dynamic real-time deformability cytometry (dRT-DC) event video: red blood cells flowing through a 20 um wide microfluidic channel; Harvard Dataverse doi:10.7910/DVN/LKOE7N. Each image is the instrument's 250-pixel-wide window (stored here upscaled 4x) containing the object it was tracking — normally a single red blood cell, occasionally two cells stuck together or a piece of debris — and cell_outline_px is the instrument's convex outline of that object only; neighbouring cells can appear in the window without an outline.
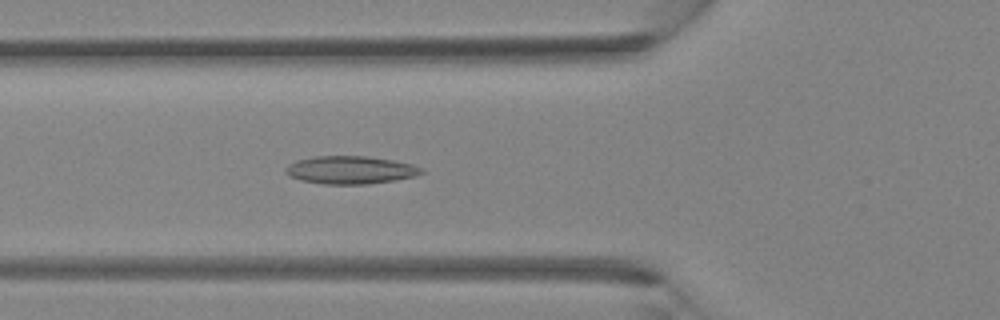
{"species": "Egyptian fruit bat (a non-hibernating species)", "species_latin": "Rousettus aegyptiacus", "temperature_condition": "room temperature", "stored_images_in_passage": 33, "segment_of_instrument_passage": [1, 2], "camera_frame_rate_fps": 3000, "um_per_image_px": 0.085, "animal": {"sex": "female"}, "frame": {"image": 1, "passage_image": 7, "time_ms": 2.0, "image_size_px": [1000, 320], "cell_outline_px": [[424, 172], [416, 176], [396, 180], [368, 184], [324, 184], [300, 180], [288, 176], [284, 172], [284, 168], [288, 164], [296, 160], [312, 156], [368, 156], [392, 160], [412, 164], [424, 168]], "centroid_in_image_um": [29.76, 14.44], "position_along_channel_um": 96.0, "area_um2": 22.37}}
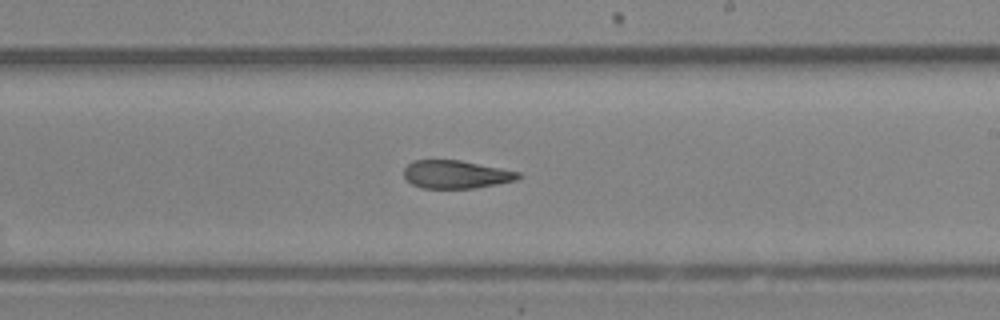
{"frame": {"image": 2, "passage_image": 16, "time_ms": 5.0, "image_size_px": [1000, 320], "cell_outline_px": [[524, 176], [516, 180], [476, 188], [420, 188], [412, 184], [404, 176], [404, 168], [412, 160], [460, 160], [520, 172]], "centroid_in_image_um": [38.76, 14.82], "position_along_channel_um": 250.2, "area_um2": 18.73}}
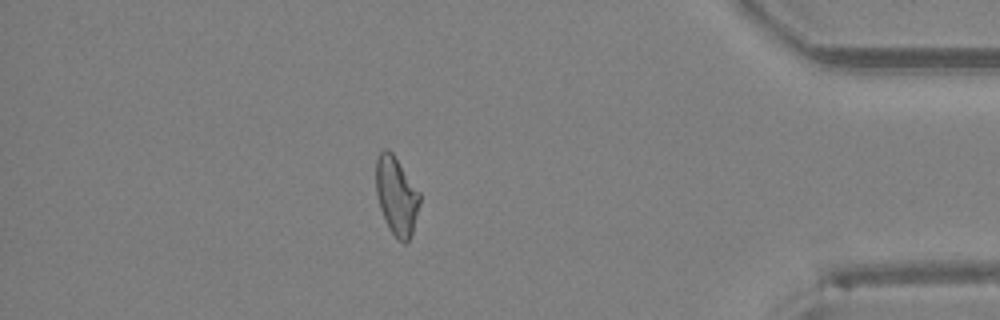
{"frame": {"image": 3, "passage_image": 27, "time_ms": 8.667, "image_size_px": [1000, 320], "cell_outline_px": [[420, 204], [412, 232], [408, 240], [404, 244], [388, 228], [380, 208], [376, 196], [376, 160], [380, 152], [384, 148], [388, 148], [392, 152], [420, 192]], "centroid_in_image_um": [33.69, 16.62], "position_along_channel_um": 401.5, "area_um2": 19.88}}